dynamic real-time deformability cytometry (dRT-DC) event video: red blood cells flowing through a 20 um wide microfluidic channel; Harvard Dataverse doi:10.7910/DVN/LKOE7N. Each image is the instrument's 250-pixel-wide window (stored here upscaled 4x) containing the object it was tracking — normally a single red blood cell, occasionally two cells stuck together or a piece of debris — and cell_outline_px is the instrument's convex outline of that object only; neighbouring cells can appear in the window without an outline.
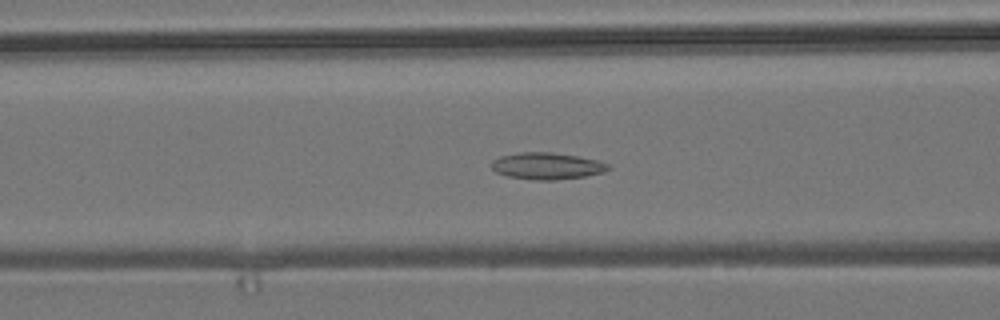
{"species": "common noctule bat (a hibernating species)", "species_latin": "Nyctalus noctula", "temperature_condition": "room temperature", "stored_images_in_passage": 46, "camera_frame_rate_fps": 3000, "um_per_image_px": 0.085, "animal": {"sex": "male", "body_mass_g": 19.2, "forearm_length_mm": 51.8}, "frame": {"image": 1, "passage_image": 17, "time_ms": 5.333, "image_size_px": [1000, 320], "cell_outline_px": [[612, 168], [604, 172], [584, 176], [556, 180], [536, 180], [508, 176], [496, 172], [492, 168], [492, 160], [500, 156], [520, 152], [552, 152], [576, 156], [596, 160], [608, 164]], "centroid_in_image_um": [46.49, 14.1], "position_along_channel_um": 120.1, "area_um2": 18.09}}
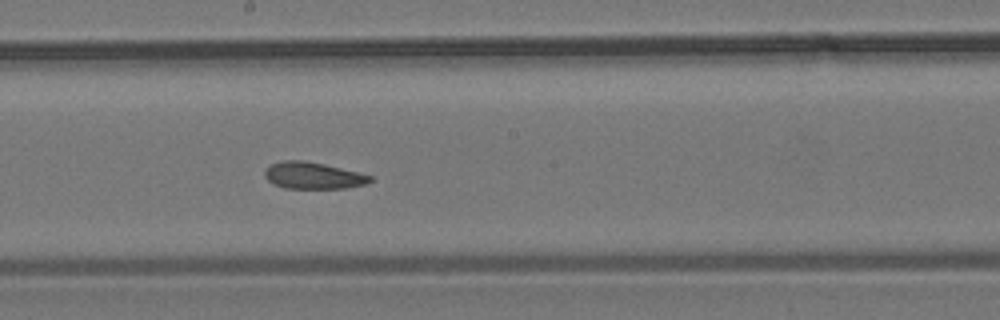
{"frame": {"image": 2, "passage_image": 25, "time_ms": 8.0, "image_size_px": [1000, 320], "cell_outline_px": [[372, 180], [364, 184], [348, 188], [284, 188], [272, 184], [264, 176], [264, 172], [272, 164], [280, 160], [304, 160], [324, 164], [360, 172], [372, 176]], "centroid_in_image_um": [26.61, 14.92], "position_along_channel_um": 221.6, "area_um2": 16.47}}
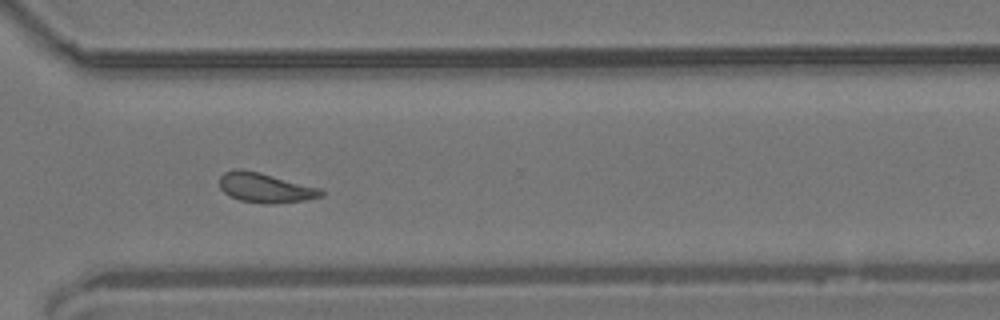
{"frame": {"image": 3, "passage_image": 35, "time_ms": 11.333, "image_size_px": [1000, 320], "cell_outline_px": [[324, 196], [304, 200], [272, 204], [264, 204], [240, 200], [228, 196], [220, 188], [220, 176], [224, 172], [232, 168], [240, 168], [260, 172], [320, 188], [324, 192]], "centroid_in_image_um": [22.52, 15.95], "position_along_channel_um": 348.1, "area_um2": 17.74}, "authors_computed_cell_mechanics": {"area_um2": 17.6579, "velocity_mm_per_s": 3.8025, "shape_relaxation_time_tau1_ms": null, "shape_relaxation_time_tau2_ms": 9.074, "deformation_change_tau1": null, "deformation_change_tau2": 0.1895}}